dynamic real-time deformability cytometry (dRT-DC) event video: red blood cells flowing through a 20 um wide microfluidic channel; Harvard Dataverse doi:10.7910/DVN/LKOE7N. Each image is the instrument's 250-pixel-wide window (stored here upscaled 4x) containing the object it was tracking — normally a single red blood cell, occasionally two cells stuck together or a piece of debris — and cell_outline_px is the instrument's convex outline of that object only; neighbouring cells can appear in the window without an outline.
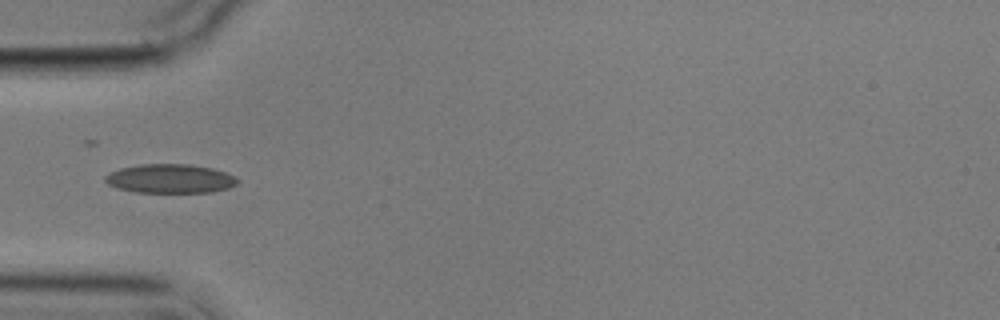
{"species": "common noctule bat (a hibernating species)", "species_latin": "Nyctalus noctula", "temperature_condition": "cold", "stored_images_in_passage": 6, "camera_frame_rate_fps": 3000, "um_per_image_px": 0.085, "animal": {"sex": "male", "body_mass_g": 17.9}, "frame": {"image": 1, "passage_image": 4, "time_ms": 3.333, "image_size_px": [1000, 320], "cell_outline_px": [[240, 180], [236, 184], [228, 188], [208, 192], [136, 192], [120, 188], [108, 184], [104, 180], [104, 176], [108, 172], [120, 168], [140, 164], [188, 164], [212, 168], [236, 176]], "centroid_in_image_um": [14.45, 15.17], "position_along_channel_um": 70.5, "area_um2": 22.31}}
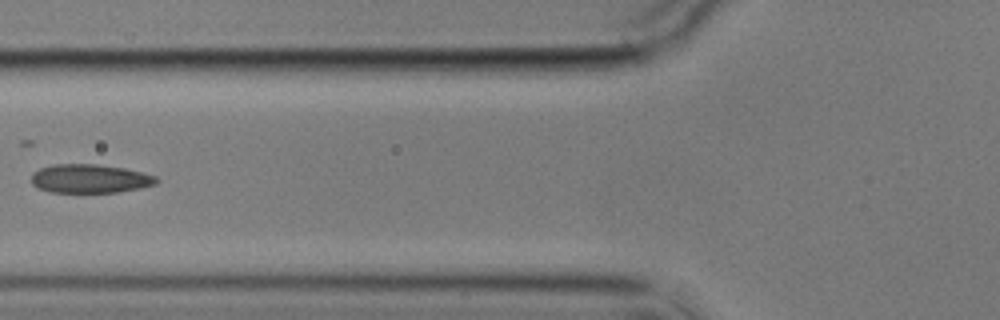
{"frame": {"image": 2, "passage_image": 5, "time_ms": 4.667, "image_size_px": [1000, 320], "cell_outline_px": [[160, 180], [156, 184], [140, 188], [116, 192], [52, 192], [40, 188], [32, 184], [32, 172], [40, 168], [52, 164], [96, 164], [124, 168], [156, 176]], "centroid_in_image_um": [7.65, 15.18], "position_along_channel_um": 118.2, "area_um2": 20.87}}
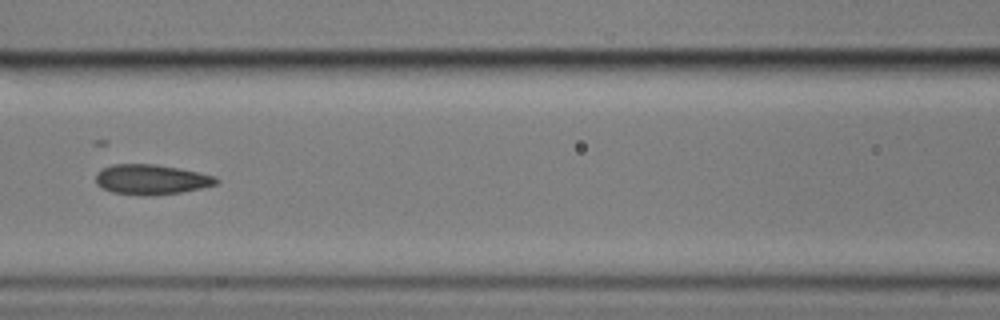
{"frame": {"image": 3, "passage_image": 6, "time_ms": 5.667, "image_size_px": [1000, 320], "cell_outline_px": [[220, 180], [216, 184], [200, 188], [180, 192], [152, 196], [144, 196], [112, 192], [96, 184], [96, 172], [112, 164], [156, 164], [180, 168], [216, 176]], "centroid_in_image_um": [12.86, 15.25], "position_along_channel_um": 153.7, "area_um2": 21.15}}